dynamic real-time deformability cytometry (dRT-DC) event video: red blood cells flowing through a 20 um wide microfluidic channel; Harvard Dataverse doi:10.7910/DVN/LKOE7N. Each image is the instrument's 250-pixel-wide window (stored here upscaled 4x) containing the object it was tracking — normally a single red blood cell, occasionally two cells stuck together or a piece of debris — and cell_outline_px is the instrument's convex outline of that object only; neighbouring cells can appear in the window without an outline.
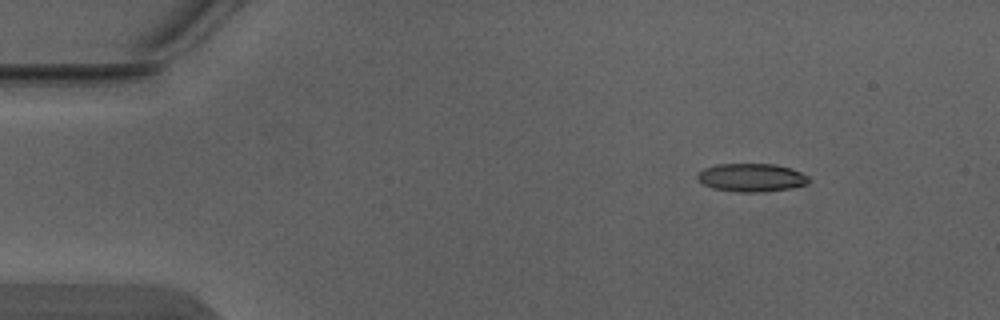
{"species": "Egyptian fruit bat (a non-hibernating species)", "species_latin": "Rousettus aegyptiacus", "temperature_condition": "warm", "stored_images_in_passage": 4, "camera_frame_rate_fps": 3000, "um_per_image_px": 0.085, "animal": {"sex": "male"}, "frame": {"image": 1, "passage_image": 2, "time_ms": 0.333, "image_size_px": [1000, 320], "cell_outline_px": [[812, 180], [808, 184], [792, 188], [764, 192], [736, 192], [712, 188], [704, 184], [696, 176], [704, 168], [716, 164], [776, 164], [792, 168], [808, 176]], "centroid_in_image_um": [63.93, 15.1], "position_along_channel_um": 21.1, "area_um2": 18.5}}